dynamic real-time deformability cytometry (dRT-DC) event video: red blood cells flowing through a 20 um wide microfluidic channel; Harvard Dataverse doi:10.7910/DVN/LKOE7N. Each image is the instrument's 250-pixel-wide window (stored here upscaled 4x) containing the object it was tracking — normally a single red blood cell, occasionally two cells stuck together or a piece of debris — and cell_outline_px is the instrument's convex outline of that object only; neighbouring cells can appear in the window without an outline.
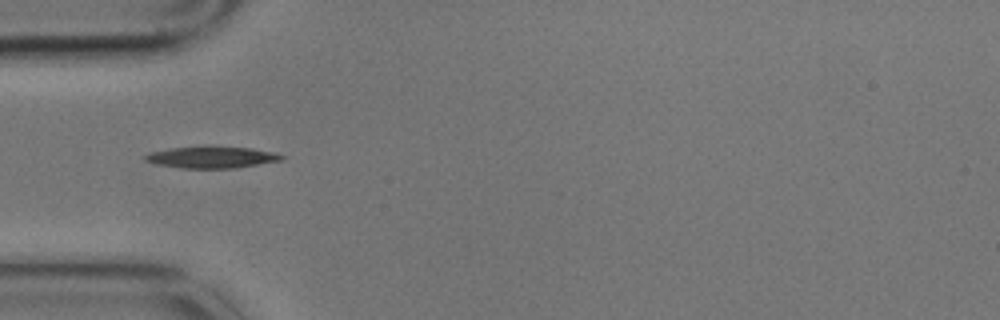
{"species": "common noctule bat (a hibernating species)", "species_latin": "Nyctalus noctula", "temperature_condition": "cold", "stored_images_in_passage": 7, "camera_frame_rate_fps": 3000, "um_per_image_px": 0.085, "animal": {"sex": "male", "body_mass_g": 17.9}, "frame": {"image": 1, "passage_image": 5, "time_ms": 1.333, "image_size_px": [1000, 320], "cell_outline_px": [[284, 160], [236, 168], [180, 168], [156, 164], [144, 160], [144, 156], [152, 152], [172, 148], [208, 144], [252, 148], [276, 152], [284, 156]], "centroid_in_image_um": [18.04, 13.34], "position_along_channel_um": 67.0, "area_um2": 17.8}}
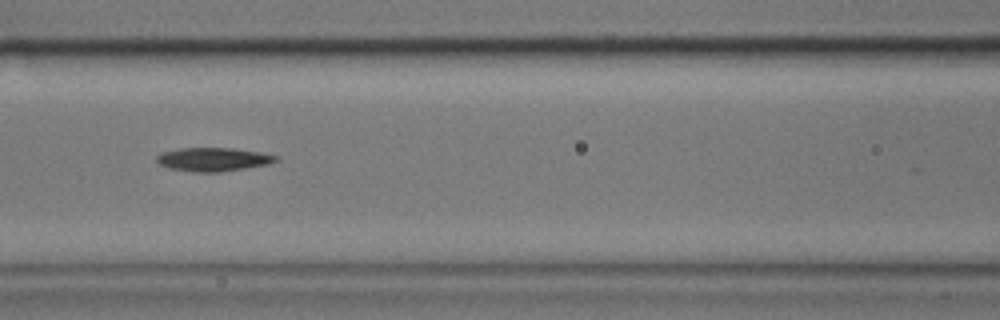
{"frame": {"image": 2, "passage_image": 7, "time_ms": 2.0, "image_size_px": [1000, 320], "cell_outline_px": [[280, 160], [268, 164], [220, 172], [192, 172], [168, 168], [160, 164], [156, 160], [156, 156], [160, 152], [180, 148], [232, 148], [280, 156]], "centroid_in_image_um": [18.1, 13.55], "position_along_channel_um": 148.5, "area_um2": 16.42}}